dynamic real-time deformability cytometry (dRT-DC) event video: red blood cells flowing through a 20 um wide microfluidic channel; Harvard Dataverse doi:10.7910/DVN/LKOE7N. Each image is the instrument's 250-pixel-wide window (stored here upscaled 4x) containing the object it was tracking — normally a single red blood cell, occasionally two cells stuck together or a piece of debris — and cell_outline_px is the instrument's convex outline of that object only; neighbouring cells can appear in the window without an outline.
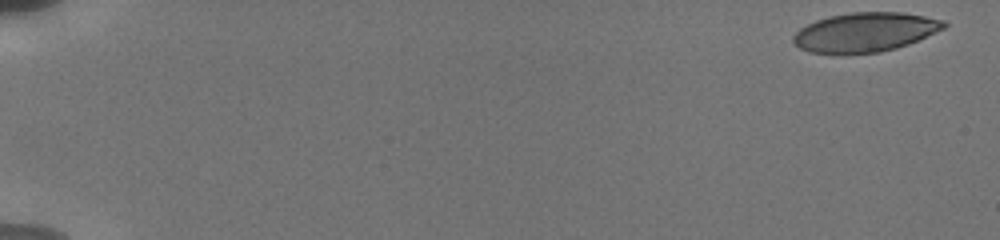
{"species": "human", "species_latin": "Homo sapiens", "temperature_condition": "cold", "stored_images_in_passage": 17, "camera_frame_rate_fps": 3000, "um_per_image_px": 0.085, "donor": {"sex": "male"}, "frame": {"image": 1, "passage_image": 1, "time_ms": 0.0, "image_size_px": [1000, 240], "cell_outline_px": [[948, 24], [944, 28], [908, 44], [896, 48], [880, 52], [808, 52], [800, 48], [792, 40], [792, 36], [800, 28], [816, 20], [828, 16], [852, 12], [904, 12], [944, 20]], "centroid_in_image_um": [73.54, 2.71], "position_along_channel_um": 11.5, "area_um2": 33.99}}
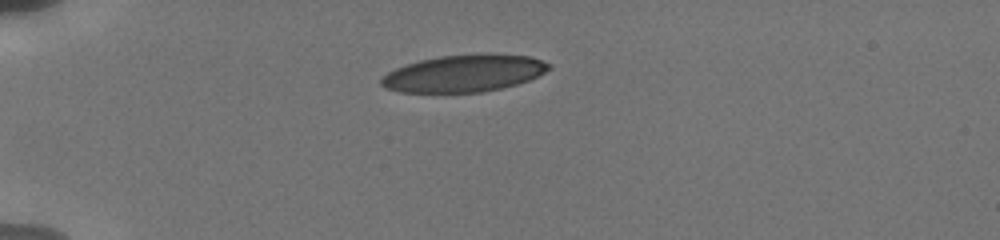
{"frame": {"image": 2, "passage_image": 11, "time_ms": 4.667, "image_size_px": [1000, 240], "cell_outline_px": [[552, 68], [528, 80], [516, 84], [484, 92], [400, 92], [384, 88], [380, 84], [380, 80], [388, 72], [396, 68], [420, 60], [440, 56], [488, 52], [528, 56], [552, 64]], "centroid_in_image_um": [39.45, 6.22], "position_along_channel_um": 45.5, "area_um2": 36.36}}
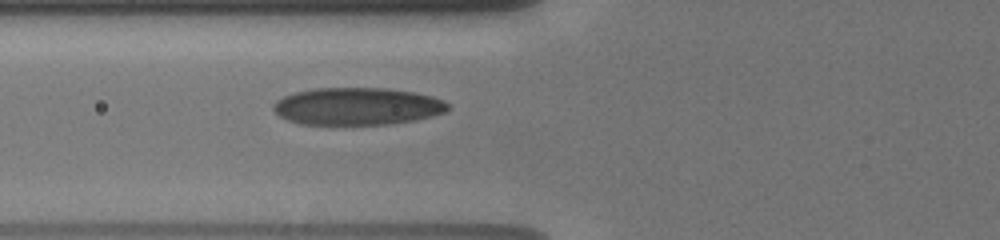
{"frame": {"image": 3, "passage_image": 17, "time_ms": 7.0, "image_size_px": [1000, 240], "cell_outline_px": [[448, 108], [444, 112], [432, 116], [416, 120], [388, 124], [300, 124], [288, 120], [280, 116], [272, 108], [272, 104], [276, 100], [284, 96], [296, 92], [316, 88], [384, 88], [412, 92], [432, 96], [444, 100], [448, 104]], "centroid_in_image_um": [30.35, 9.03], "position_along_channel_um": 95.4, "area_um2": 37.86}}